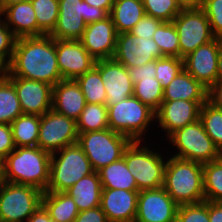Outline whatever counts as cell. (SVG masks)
Masks as SVG:
<instances>
[{"instance_id":"2e32d148","label":"cell","mask_w":222,"mask_h":222,"mask_svg":"<svg viewBox=\"0 0 222 222\" xmlns=\"http://www.w3.org/2000/svg\"><path fill=\"white\" fill-rule=\"evenodd\" d=\"M94 67L100 72L104 83L107 103L116 105L118 102L133 96L134 83L130 78L128 68L114 58L97 60Z\"/></svg>"},{"instance_id":"c3c4849f","label":"cell","mask_w":222,"mask_h":222,"mask_svg":"<svg viewBox=\"0 0 222 222\" xmlns=\"http://www.w3.org/2000/svg\"><path fill=\"white\" fill-rule=\"evenodd\" d=\"M209 222H222V203L209 201Z\"/></svg>"},{"instance_id":"4fadbf2b","label":"cell","mask_w":222,"mask_h":222,"mask_svg":"<svg viewBox=\"0 0 222 222\" xmlns=\"http://www.w3.org/2000/svg\"><path fill=\"white\" fill-rule=\"evenodd\" d=\"M178 207L163 187L141 190L135 222H176Z\"/></svg>"},{"instance_id":"db71d44e","label":"cell","mask_w":222,"mask_h":222,"mask_svg":"<svg viewBox=\"0 0 222 222\" xmlns=\"http://www.w3.org/2000/svg\"><path fill=\"white\" fill-rule=\"evenodd\" d=\"M216 82H222V47L218 53V62H217V80Z\"/></svg>"},{"instance_id":"d590c367","label":"cell","mask_w":222,"mask_h":222,"mask_svg":"<svg viewBox=\"0 0 222 222\" xmlns=\"http://www.w3.org/2000/svg\"><path fill=\"white\" fill-rule=\"evenodd\" d=\"M199 120L206 134L222 152V110L213 107L207 101L201 106Z\"/></svg>"},{"instance_id":"6da1fadb","label":"cell","mask_w":222,"mask_h":222,"mask_svg":"<svg viewBox=\"0 0 222 222\" xmlns=\"http://www.w3.org/2000/svg\"><path fill=\"white\" fill-rule=\"evenodd\" d=\"M8 77L36 80L51 86L63 80L57 64L56 40L50 35L17 38Z\"/></svg>"},{"instance_id":"e575fe53","label":"cell","mask_w":222,"mask_h":222,"mask_svg":"<svg viewBox=\"0 0 222 222\" xmlns=\"http://www.w3.org/2000/svg\"><path fill=\"white\" fill-rule=\"evenodd\" d=\"M133 96L156 111L163 102V89L156 78H138L134 83Z\"/></svg>"},{"instance_id":"ffe728a7","label":"cell","mask_w":222,"mask_h":222,"mask_svg":"<svg viewBox=\"0 0 222 222\" xmlns=\"http://www.w3.org/2000/svg\"><path fill=\"white\" fill-rule=\"evenodd\" d=\"M117 35L115 25L109 15L101 21L87 24L80 41L96 61L104 60L113 58Z\"/></svg>"},{"instance_id":"ab89813d","label":"cell","mask_w":222,"mask_h":222,"mask_svg":"<svg viewBox=\"0 0 222 222\" xmlns=\"http://www.w3.org/2000/svg\"><path fill=\"white\" fill-rule=\"evenodd\" d=\"M176 222H209V201L179 205Z\"/></svg>"},{"instance_id":"7a4b0ae2","label":"cell","mask_w":222,"mask_h":222,"mask_svg":"<svg viewBox=\"0 0 222 222\" xmlns=\"http://www.w3.org/2000/svg\"><path fill=\"white\" fill-rule=\"evenodd\" d=\"M51 154L38 146L16 147L4 158L5 181L46 191L50 180Z\"/></svg>"},{"instance_id":"d6986e66","label":"cell","mask_w":222,"mask_h":222,"mask_svg":"<svg viewBox=\"0 0 222 222\" xmlns=\"http://www.w3.org/2000/svg\"><path fill=\"white\" fill-rule=\"evenodd\" d=\"M221 47L222 39L215 38L183 58L184 69L207 89L216 83L218 53Z\"/></svg>"},{"instance_id":"484cf974","label":"cell","mask_w":222,"mask_h":222,"mask_svg":"<svg viewBox=\"0 0 222 222\" xmlns=\"http://www.w3.org/2000/svg\"><path fill=\"white\" fill-rule=\"evenodd\" d=\"M42 206L54 222H74L79 213L74 199L66 192L45 191Z\"/></svg>"},{"instance_id":"52a82bcc","label":"cell","mask_w":222,"mask_h":222,"mask_svg":"<svg viewBox=\"0 0 222 222\" xmlns=\"http://www.w3.org/2000/svg\"><path fill=\"white\" fill-rule=\"evenodd\" d=\"M166 139L172 149L176 148L173 151H177L170 156L205 164L218 160L221 155L200 120L175 130Z\"/></svg>"},{"instance_id":"cb8c5ba5","label":"cell","mask_w":222,"mask_h":222,"mask_svg":"<svg viewBox=\"0 0 222 222\" xmlns=\"http://www.w3.org/2000/svg\"><path fill=\"white\" fill-rule=\"evenodd\" d=\"M207 101V88L183 69L163 90V101Z\"/></svg>"},{"instance_id":"816d5d0a","label":"cell","mask_w":222,"mask_h":222,"mask_svg":"<svg viewBox=\"0 0 222 222\" xmlns=\"http://www.w3.org/2000/svg\"><path fill=\"white\" fill-rule=\"evenodd\" d=\"M9 76V62L0 55V79H6Z\"/></svg>"},{"instance_id":"8992f818","label":"cell","mask_w":222,"mask_h":222,"mask_svg":"<svg viewBox=\"0 0 222 222\" xmlns=\"http://www.w3.org/2000/svg\"><path fill=\"white\" fill-rule=\"evenodd\" d=\"M94 170L78 143L51 154L50 180L46 191L65 192Z\"/></svg>"},{"instance_id":"f6af8a7d","label":"cell","mask_w":222,"mask_h":222,"mask_svg":"<svg viewBox=\"0 0 222 222\" xmlns=\"http://www.w3.org/2000/svg\"><path fill=\"white\" fill-rule=\"evenodd\" d=\"M128 71L133 83L138 82V78H155L156 61H151L142 66L128 68Z\"/></svg>"},{"instance_id":"603a6c76","label":"cell","mask_w":222,"mask_h":222,"mask_svg":"<svg viewBox=\"0 0 222 222\" xmlns=\"http://www.w3.org/2000/svg\"><path fill=\"white\" fill-rule=\"evenodd\" d=\"M0 16L17 38L46 35L37 25L30 1L10 5L0 13Z\"/></svg>"},{"instance_id":"f907efd6","label":"cell","mask_w":222,"mask_h":222,"mask_svg":"<svg viewBox=\"0 0 222 222\" xmlns=\"http://www.w3.org/2000/svg\"><path fill=\"white\" fill-rule=\"evenodd\" d=\"M90 6H95L106 10L109 14L111 12L112 6L115 0H83Z\"/></svg>"},{"instance_id":"5b68a950","label":"cell","mask_w":222,"mask_h":222,"mask_svg":"<svg viewBox=\"0 0 222 222\" xmlns=\"http://www.w3.org/2000/svg\"><path fill=\"white\" fill-rule=\"evenodd\" d=\"M108 124L112 131L128 137L131 141L148 139L155 123V111L142 103L138 98L131 96L118 102L116 105H106ZM150 126V127H149ZM146 134V135H145ZM143 137V138H142Z\"/></svg>"},{"instance_id":"11a10c76","label":"cell","mask_w":222,"mask_h":222,"mask_svg":"<svg viewBox=\"0 0 222 222\" xmlns=\"http://www.w3.org/2000/svg\"><path fill=\"white\" fill-rule=\"evenodd\" d=\"M30 0H0V13L8 6Z\"/></svg>"},{"instance_id":"83f0119b","label":"cell","mask_w":222,"mask_h":222,"mask_svg":"<svg viewBox=\"0 0 222 222\" xmlns=\"http://www.w3.org/2000/svg\"><path fill=\"white\" fill-rule=\"evenodd\" d=\"M102 188L138 191L135 178L129 171L125 159L113 162L97 171Z\"/></svg>"},{"instance_id":"7bdbcfd3","label":"cell","mask_w":222,"mask_h":222,"mask_svg":"<svg viewBox=\"0 0 222 222\" xmlns=\"http://www.w3.org/2000/svg\"><path fill=\"white\" fill-rule=\"evenodd\" d=\"M163 21L148 15H144L141 20L132 28L130 33L133 36L152 38L154 32Z\"/></svg>"},{"instance_id":"9c48e42d","label":"cell","mask_w":222,"mask_h":222,"mask_svg":"<svg viewBox=\"0 0 222 222\" xmlns=\"http://www.w3.org/2000/svg\"><path fill=\"white\" fill-rule=\"evenodd\" d=\"M78 134L77 143L83 149L94 171L120 160L131 142L128 137L110 128Z\"/></svg>"},{"instance_id":"d4e9b609","label":"cell","mask_w":222,"mask_h":222,"mask_svg":"<svg viewBox=\"0 0 222 222\" xmlns=\"http://www.w3.org/2000/svg\"><path fill=\"white\" fill-rule=\"evenodd\" d=\"M65 192L74 199L79 212L100 206L102 185L98 172L83 177Z\"/></svg>"},{"instance_id":"681fc988","label":"cell","mask_w":222,"mask_h":222,"mask_svg":"<svg viewBox=\"0 0 222 222\" xmlns=\"http://www.w3.org/2000/svg\"><path fill=\"white\" fill-rule=\"evenodd\" d=\"M26 222H54L50 218L48 212L41 205L28 219Z\"/></svg>"},{"instance_id":"277c9868","label":"cell","mask_w":222,"mask_h":222,"mask_svg":"<svg viewBox=\"0 0 222 222\" xmlns=\"http://www.w3.org/2000/svg\"><path fill=\"white\" fill-rule=\"evenodd\" d=\"M147 141L150 139L131 141L123 154L126 165L135 178L138 191L158 189L163 187L164 183L168 154L163 153L161 149H155L156 147H150L146 144Z\"/></svg>"},{"instance_id":"7c38bea8","label":"cell","mask_w":222,"mask_h":222,"mask_svg":"<svg viewBox=\"0 0 222 222\" xmlns=\"http://www.w3.org/2000/svg\"><path fill=\"white\" fill-rule=\"evenodd\" d=\"M77 123L53 109L40 116L37 146L53 154L78 142Z\"/></svg>"},{"instance_id":"5bb4252c","label":"cell","mask_w":222,"mask_h":222,"mask_svg":"<svg viewBox=\"0 0 222 222\" xmlns=\"http://www.w3.org/2000/svg\"><path fill=\"white\" fill-rule=\"evenodd\" d=\"M113 58L126 68H131L156 61L163 58V55L153 38L137 37L129 32L117 35Z\"/></svg>"},{"instance_id":"9a60e30c","label":"cell","mask_w":222,"mask_h":222,"mask_svg":"<svg viewBox=\"0 0 222 222\" xmlns=\"http://www.w3.org/2000/svg\"><path fill=\"white\" fill-rule=\"evenodd\" d=\"M206 101L173 100L163 101L155 111V123L167 138L175 130L199 120L201 106Z\"/></svg>"},{"instance_id":"e0dca14e","label":"cell","mask_w":222,"mask_h":222,"mask_svg":"<svg viewBox=\"0 0 222 222\" xmlns=\"http://www.w3.org/2000/svg\"><path fill=\"white\" fill-rule=\"evenodd\" d=\"M7 78L15 87L23 114L42 116L52 109L53 86L26 78Z\"/></svg>"},{"instance_id":"f546056e","label":"cell","mask_w":222,"mask_h":222,"mask_svg":"<svg viewBox=\"0 0 222 222\" xmlns=\"http://www.w3.org/2000/svg\"><path fill=\"white\" fill-rule=\"evenodd\" d=\"M23 111L12 82L0 79V123L11 124Z\"/></svg>"},{"instance_id":"7402d4cb","label":"cell","mask_w":222,"mask_h":222,"mask_svg":"<svg viewBox=\"0 0 222 222\" xmlns=\"http://www.w3.org/2000/svg\"><path fill=\"white\" fill-rule=\"evenodd\" d=\"M86 105L85 97L76 80H61L53 86L52 109L77 121Z\"/></svg>"},{"instance_id":"bcb514c9","label":"cell","mask_w":222,"mask_h":222,"mask_svg":"<svg viewBox=\"0 0 222 222\" xmlns=\"http://www.w3.org/2000/svg\"><path fill=\"white\" fill-rule=\"evenodd\" d=\"M74 222H108L106 214L101 207L80 211Z\"/></svg>"},{"instance_id":"1f68e13d","label":"cell","mask_w":222,"mask_h":222,"mask_svg":"<svg viewBox=\"0 0 222 222\" xmlns=\"http://www.w3.org/2000/svg\"><path fill=\"white\" fill-rule=\"evenodd\" d=\"M85 97L86 103L106 105L107 96L100 72L93 67L76 79Z\"/></svg>"},{"instance_id":"ba28073f","label":"cell","mask_w":222,"mask_h":222,"mask_svg":"<svg viewBox=\"0 0 222 222\" xmlns=\"http://www.w3.org/2000/svg\"><path fill=\"white\" fill-rule=\"evenodd\" d=\"M59 14L55 28L49 34L55 40H80L87 24L109 16L101 8L90 6L83 0H58Z\"/></svg>"},{"instance_id":"3957f363","label":"cell","mask_w":222,"mask_h":222,"mask_svg":"<svg viewBox=\"0 0 222 222\" xmlns=\"http://www.w3.org/2000/svg\"><path fill=\"white\" fill-rule=\"evenodd\" d=\"M168 157L163 183L166 192L178 205L205 201L203 164L170 157V152Z\"/></svg>"},{"instance_id":"7dc6e473","label":"cell","mask_w":222,"mask_h":222,"mask_svg":"<svg viewBox=\"0 0 222 222\" xmlns=\"http://www.w3.org/2000/svg\"><path fill=\"white\" fill-rule=\"evenodd\" d=\"M207 102L222 110V82H216L207 89Z\"/></svg>"},{"instance_id":"f1b7e54d","label":"cell","mask_w":222,"mask_h":222,"mask_svg":"<svg viewBox=\"0 0 222 222\" xmlns=\"http://www.w3.org/2000/svg\"><path fill=\"white\" fill-rule=\"evenodd\" d=\"M10 126L15 147L37 146L40 126L39 115L22 114Z\"/></svg>"},{"instance_id":"74e56055","label":"cell","mask_w":222,"mask_h":222,"mask_svg":"<svg viewBox=\"0 0 222 222\" xmlns=\"http://www.w3.org/2000/svg\"><path fill=\"white\" fill-rule=\"evenodd\" d=\"M145 15L172 22L183 6L178 0H142Z\"/></svg>"},{"instance_id":"8d00e7d4","label":"cell","mask_w":222,"mask_h":222,"mask_svg":"<svg viewBox=\"0 0 222 222\" xmlns=\"http://www.w3.org/2000/svg\"><path fill=\"white\" fill-rule=\"evenodd\" d=\"M35 11L38 27L49 35L56 26L59 14L58 0H30Z\"/></svg>"},{"instance_id":"44dd1931","label":"cell","mask_w":222,"mask_h":222,"mask_svg":"<svg viewBox=\"0 0 222 222\" xmlns=\"http://www.w3.org/2000/svg\"><path fill=\"white\" fill-rule=\"evenodd\" d=\"M139 191L102 188V211L108 222H135Z\"/></svg>"},{"instance_id":"8fae6325","label":"cell","mask_w":222,"mask_h":222,"mask_svg":"<svg viewBox=\"0 0 222 222\" xmlns=\"http://www.w3.org/2000/svg\"><path fill=\"white\" fill-rule=\"evenodd\" d=\"M172 22L178 33L182 59L216 38L201 7H183Z\"/></svg>"},{"instance_id":"30bf717a","label":"cell","mask_w":222,"mask_h":222,"mask_svg":"<svg viewBox=\"0 0 222 222\" xmlns=\"http://www.w3.org/2000/svg\"><path fill=\"white\" fill-rule=\"evenodd\" d=\"M43 191L4 181L0 184V222H26L42 205Z\"/></svg>"},{"instance_id":"60d3db41","label":"cell","mask_w":222,"mask_h":222,"mask_svg":"<svg viewBox=\"0 0 222 222\" xmlns=\"http://www.w3.org/2000/svg\"><path fill=\"white\" fill-rule=\"evenodd\" d=\"M201 8L209 20L213 35L222 39V0H205Z\"/></svg>"},{"instance_id":"f35d334b","label":"cell","mask_w":222,"mask_h":222,"mask_svg":"<svg viewBox=\"0 0 222 222\" xmlns=\"http://www.w3.org/2000/svg\"><path fill=\"white\" fill-rule=\"evenodd\" d=\"M183 69L184 62L182 58L163 57L156 59L155 78L161 83L164 90Z\"/></svg>"},{"instance_id":"b9f144b4","label":"cell","mask_w":222,"mask_h":222,"mask_svg":"<svg viewBox=\"0 0 222 222\" xmlns=\"http://www.w3.org/2000/svg\"><path fill=\"white\" fill-rule=\"evenodd\" d=\"M17 37L0 16V55L11 62Z\"/></svg>"},{"instance_id":"ee69618b","label":"cell","mask_w":222,"mask_h":222,"mask_svg":"<svg viewBox=\"0 0 222 222\" xmlns=\"http://www.w3.org/2000/svg\"><path fill=\"white\" fill-rule=\"evenodd\" d=\"M15 148L10 124L0 123V156L7 157Z\"/></svg>"},{"instance_id":"4dcf8cb0","label":"cell","mask_w":222,"mask_h":222,"mask_svg":"<svg viewBox=\"0 0 222 222\" xmlns=\"http://www.w3.org/2000/svg\"><path fill=\"white\" fill-rule=\"evenodd\" d=\"M76 123L78 133L108 129L107 106L86 103Z\"/></svg>"},{"instance_id":"d6a6232c","label":"cell","mask_w":222,"mask_h":222,"mask_svg":"<svg viewBox=\"0 0 222 222\" xmlns=\"http://www.w3.org/2000/svg\"><path fill=\"white\" fill-rule=\"evenodd\" d=\"M205 201L222 203V161L220 159L203 164Z\"/></svg>"},{"instance_id":"f5cc1de1","label":"cell","mask_w":222,"mask_h":222,"mask_svg":"<svg viewBox=\"0 0 222 222\" xmlns=\"http://www.w3.org/2000/svg\"><path fill=\"white\" fill-rule=\"evenodd\" d=\"M183 7H201L205 0H178Z\"/></svg>"},{"instance_id":"ac0fdd59","label":"cell","mask_w":222,"mask_h":222,"mask_svg":"<svg viewBox=\"0 0 222 222\" xmlns=\"http://www.w3.org/2000/svg\"><path fill=\"white\" fill-rule=\"evenodd\" d=\"M56 56L62 79L76 80L90 71L96 60L80 40H56Z\"/></svg>"},{"instance_id":"9f6ffc18","label":"cell","mask_w":222,"mask_h":222,"mask_svg":"<svg viewBox=\"0 0 222 222\" xmlns=\"http://www.w3.org/2000/svg\"><path fill=\"white\" fill-rule=\"evenodd\" d=\"M5 181V175H4V158L0 156V184H2Z\"/></svg>"},{"instance_id":"4316f807","label":"cell","mask_w":222,"mask_h":222,"mask_svg":"<svg viewBox=\"0 0 222 222\" xmlns=\"http://www.w3.org/2000/svg\"><path fill=\"white\" fill-rule=\"evenodd\" d=\"M118 34L129 33L145 15L142 0H115L109 14Z\"/></svg>"},{"instance_id":"836d02e7","label":"cell","mask_w":222,"mask_h":222,"mask_svg":"<svg viewBox=\"0 0 222 222\" xmlns=\"http://www.w3.org/2000/svg\"><path fill=\"white\" fill-rule=\"evenodd\" d=\"M152 38L163 57L180 58L179 37L173 22H162Z\"/></svg>"}]
</instances>
